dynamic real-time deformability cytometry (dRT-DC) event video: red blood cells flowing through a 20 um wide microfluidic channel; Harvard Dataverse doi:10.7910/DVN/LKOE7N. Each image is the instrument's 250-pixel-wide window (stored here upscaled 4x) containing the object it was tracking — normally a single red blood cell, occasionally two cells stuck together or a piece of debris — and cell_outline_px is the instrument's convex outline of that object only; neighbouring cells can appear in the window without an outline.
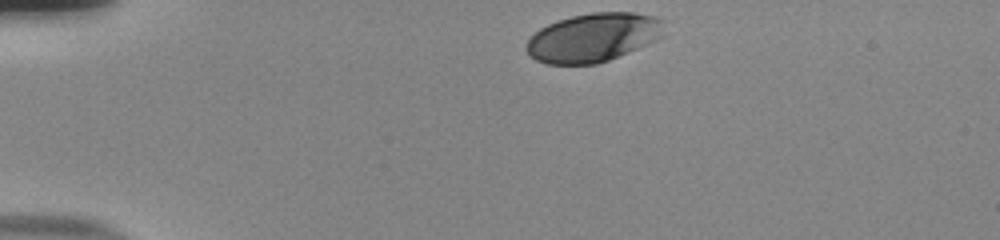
{"species": "human", "species_latin": "Homo sapiens", "temperature_condition": "room temperature", "stored_images_in_passage": 35, "camera_frame_rate_fps": 3000, "um_per_image_px": 0.085, "donor": {"sex": "male"}, "frame": {"image": 1, "passage_image": 1, "time_ms": 0.0, "image_size_px": [1000, 240], "cell_outline_px": [[664, 36], [656, 40], [608, 60], [596, 64], [548, 64], [536, 60], [524, 48], [528, 40], [540, 28], [556, 20], [572, 16], [592, 12], [632, 12], [656, 16], [664, 20]], "centroid_in_image_um": [50.45, 3.17], "position_along_channel_um": 34.6, "area_um2": 39.13}}
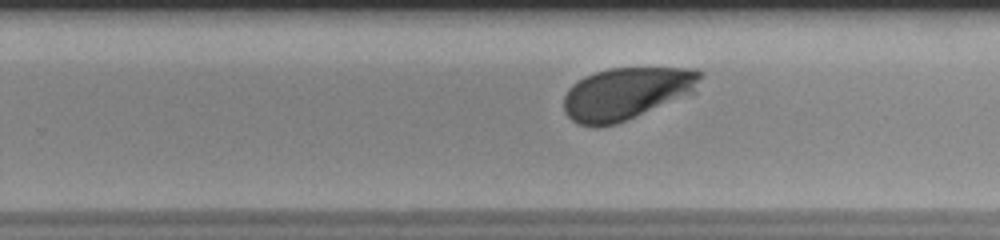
{"frame": {"image": 2, "passage_image": 25, "time_ms": 8.0, "image_size_px": [1000, 240], "cell_outline_px": [[704, 72], [696, 92], [616, 124], [576, 124], [564, 112], [564, 96], [568, 88], [572, 84], [584, 76], [608, 68], [696, 68]], "centroid_in_image_um": [53.29, 7.9], "position_along_channel_um": 276.5, "area_um2": 41.38}}
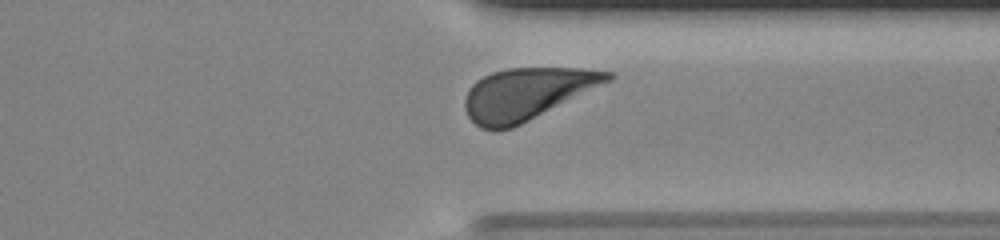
{"frame": {"image": 3, "passage_image": 32, "time_ms": 10.333, "image_size_px": [1000, 240], "cell_outline_px": [[616, 76], [612, 80], [512, 128], [496, 132], [480, 128], [468, 116], [464, 108], [464, 100], [468, 88], [476, 80], [492, 72], [508, 68], [584, 68], [612, 72]], "centroid_in_image_um": [44.75, 7.98], "position_along_channel_um": 366.7, "area_um2": 43.18}, "authors_computed_cell_mechanics": {"area_um2": 41.905, "velocity_mm_per_s": 3.837, "shape_relaxation_time_tau1_ms": 2.4605, "shape_relaxation_time_tau2_ms": null, "deformation_change_tau1": 0.1555, "deformation_change_tau2": null}}